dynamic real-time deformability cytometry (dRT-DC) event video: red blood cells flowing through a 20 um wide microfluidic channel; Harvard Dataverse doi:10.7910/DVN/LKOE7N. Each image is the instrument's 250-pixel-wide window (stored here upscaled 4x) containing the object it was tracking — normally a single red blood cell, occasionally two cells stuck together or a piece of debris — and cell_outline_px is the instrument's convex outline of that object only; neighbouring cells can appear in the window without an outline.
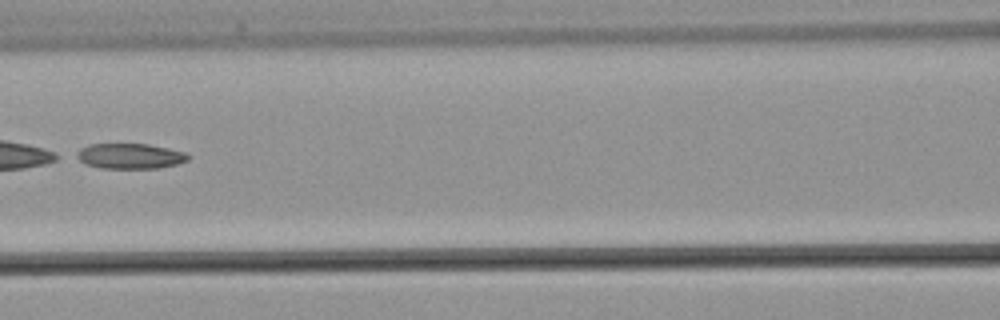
{"species": "common noctule bat (a hibernating species)", "species_latin": "Nyctalus noctula", "temperature_condition": "warm", "stored_images_in_passage": 43, "camera_frame_rate_fps": 3000, "um_per_image_px": 0.085, "animal": {"sex": "male", "body_mass_g": 21.5, "forearm_length_mm": 52.0}, "frame": {"image": 1, "passage_image": 19, "time_ms": 6.0, "image_size_px": [1000, 320], "cell_outline_px": [[188, 160], [176, 164], [160, 168], [100, 168], [84, 164], [72, 156], [80, 148], [88, 144], [148, 144], [168, 148], [184, 152], [188, 156]], "centroid_in_image_um": [10.96, 13.27], "position_along_channel_um": 155.6, "area_um2": 16.59}}